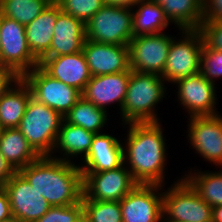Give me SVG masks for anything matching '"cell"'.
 <instances>
[{"label":"cell","mask_w":222,"mask_h":222,"mask_svg":"<svg viewBox=\"0 0 222 222\" xmlns=\"http://www.w3.org/2000/svg\"><path fill=\"white\" fill-rule=\"evenodd\" d=\"M125 125L123 128H127V137L122 140L123 157L132 178L138 184L166 185L165 167L169 148L161 121Z\"/></svg>","instance_id":"6da1fadb"},{"label":"cell","mask_w":222,"mask_h":222,"mask_svg":"<svg viewBox=\"0 0 222 222\" xmlns=\"http://www.w3.org/2000/svg\"><path fill=\"white\" fill-rule=\"evenodd\" d=\"M18 172L51 206H69L82 199L83 175L78 163L40 156Z\"/></svg>","instance_id":"7a4b0ae2"},{"label":"cell","mask_w":222,"mask_h":222,"mask_svg":"<svg viewBox=\"0 0 222 222\" xmlns=\"http://www.w3.org/2000/svg\"><path fill=\"white\" fill-rule=\"evenodd\" d=\"M161 75L131 70L127 93L120 113L121 124L159 122L156 106L166 97Z\"/></svg>","instance_id":"3957f363"},{"label":"cell","mask_w":222,"mask_h":222,"mask_svg":"<svg viewBox=\"0 0 222 222\" xmlns=\"http://www.w3.org/2000/svg\"><path fill=\"white\" fill-rule=\"evenodd\" d=\"M64 117L30 98L18 129L40 156H50Z\"/></svg>","instance_id":"277c9868"},{"label":"cell","mask_w":222,"mask_h":222,"mask_svg":"<svg viewBox=\"0 0 222 222\" xmlns=\"http://www.w3.org/2000/svg\"><path fill=\"white\" fill-rule=\"evenodd\" d=\"M167 190L163 186V222H206L212 220L213 208L204 201L182 176Z\"/></svg>","instance_id":"5b68a950"},{"label":"cell","mask_w":222,"mask_h":222,"mask_svg":"<svg viewBox=\"0 0 222 222\" xmlns=\"http://www.w3.org/2000/svg\"><path fill=\"white\" fill-rule=\"evenodd\" d=\"M171 42L165 70L161 77L166 83L174 84L177 80L192 76L201 70L203 37L198 29H178ZM182 33V34H181Z\"/></svg>","instance_id":"8992f818"},{"label":"cell","mask_w":222,"mask_h":222,"mask_svg":"<svg viewBox=\"0 0 222 222\" xmlns=\"http://www.w3.org/2000/svg\"><path fill=\"white\" fill-rule=\"evenodd\" d=\"M85 28L87 40L129 45L133 37L132 9L104 4L85 24Z\"/></svg>","instance_id":"52a82bcc"},{"label":"cell","mask_w":222,"mask_h":222,"mask_svg":"<svg viewBox=\"0 0 222 222\" xmlns=\"http://www.w3.org/2000/svg\"><path fill=\"white\" fill-rule=\"evenodd\" d=\"M0 65L15 71L20 77L39 66V60L29 49L25 25L0 14Z\"/></svg>","instance_id":"ba28073f"},{"label":"cell","mask_w":222,"mask_h":222,"mask_svg":"<svg viewBox=\"0 0 222 222\" xmlns=\"http://www.w3.org/2000/svg\"><path fill=\"white\" fill-rule=\"evenodd\" d=\"M29 86L32 98L47 105L63 117L82 97L79 90L52 78L40 66L21 77Z\"/></svg>","instance_id":"9c48e42d"},{"label":"cell","mask_w":222,"mask_h":222,"mask_svg":"<svg viewBox=\"0 0 222 222\" xmlns=\"http://www.w3.org/2000/svg\"><path fill=\"white\" fill-rule=\"evenodd\" d=\"M174 37L166 32L133 36L128 45L130 69L162 75Z\"/></svg>","instance_id":"30bf717a"},{"label":"cell","mask_w":222,"mask_h":222,"mask_svg":"<svg viewBox=\"0 0 222 222\" xmlns=\"http://www.w3.org/2000/svg\"><path fill=\"white\" fill-rule=\"evenodd\" d=\"M187 142L204 161L222 168V113L187 118ZM190 141V142H189Z\"/></svg>","instance_id":"8fae6325"},{"label":"cell","mask_w":222,"mask_h":222,"mask_svg":"<svg viewBox=\"0 0 222 222\" xmlns=\"http://www.w3.org/2000/svg\"><path fill=\"white\" fill-rule=\"evenodd\" d=\"M174 85L178 104L185 110L187 118L220 113L216 108L218 106L216 84L208 81L201 72L181 78Z\"/></svg>","instance_id":"7c38bea8"},{"label":"cell","mask_w":222,"mask_h":222,"mask_svg":"<svg viewBox=\"0 0 222 222\" xmlns=\"http://www.w3.org/2000/svg\"><path fill=\"white\" fill-rule=\"evenodd\" d=\"M123 222H163V186L137 184L120 200Z\"/></svg>","instance_id":"4fadbf2b"},{"label":"cell","mask_w":222,"mask_h":222,"mask_svg":"<svg viewBox=\"0 0 222 222\" xmlns=\"http://www.w3.org/2000/svg\"><path fill=\"white\" fill-rule=\"evenodd\" d=\"M83 194L91 200L120 201L138 183L123 163L103 172H82Z\"/></svg>","instance_id":"5bb4252c"},{"label":"cell","mask_w":222,"mask_h":222,"mask_svg":"<svg viewBox=\"0 0 222 222\" xmlns=\"http://www.w3.org/2000/svg\"><path fill=\"white\" fill-rule=\"evenodd\" d=\"M3 188L9 198L11 214L20 222H35L52 207L19 172L9 178Z\"/></svg>","instance_id":"9a60e30c"},{"label":"cell","mask_w":222,"mask_h":222,"mask_svg":"<svg viewBox=\"0 0 222 222\" xmlns=\"http://www.w3.org/2000/svg\"><path fill=\"white\" fill-rule=\"evenodd\" d=\"M82 51L92 76L131 70L128 45L105 44L86 39Z\"/></svg>","instance_id":"2e32d148"},{"label":"cell","mask_w":222,"mask_h":222,"mask_svg":"<svg viewBox=\"0 0 222 222\" xmlns=\"http://www.w3.org/2000/svg\"><path fill=\"white\" fill-rule=\"evenodd\" d=\"M130 74L131 70H127L114 74L92 76L81 93L82 97L108 112L110 104H117L121 112Z\"/></svg>","instance_id":"e0dca14e"},{"label":"cell","mask_w":222,"mask_h":222,"mask_svg":"<svg viewBox=\"0 0 222 222\" xmlns=\"http://www.w3.org/2000/svg\"><path fill=\"white\" fill-rule=\"evenodd\" d=\"M39 66L52 78L74 87L81 93L92 77L83 51L55 57H42Z\"/></svg>","instance_id":"ac0fdd59"},{"label":"cell","mask_w":222,"mask_h":222,"mask_svg":"<svg viewBox=\"0 0 222 222\" xmlns=\"http://www.w3.org/2000/svg\"><path fill=\"white\" fill-rule=\"evenodd\" d=\"M81 162L82 172H103L120 167L124 163L122 140L106 132L95 134Z\"/></svg>","instance_id":"d6986e66"},{"label":"cell","mask_w":222,"mask_h":222,"mask_svg":"<svg viewBox=\"0 0 222 222\" xmlns=\"http://www.w3.org/2000/svg\"><path fill=\"white\" fill-rule=\"evenodd\" d=\"M86 41L85 24L61 11L57 15L49 51L43 57H55L80 52Z\"/></svg>","instance_id":"ffe728a7"},{"label":"cell","mask_w":222,"mask_h":222,"mask_svg":"<svg viewBox=\"0 0 222 222\" xmlns=\"http://www.w3.org/2000/svg\"><path fill=\"white\" fill-rule=\"evenodd\" d=\"M95 133L83 127L69 124L63 120L50 157L76 164L77 158L82 161L90 150ZM60 153V156L55 154Z\"/></svg>","instance_id":"44dd1931"},{"label":"cell","mask_w":222,"mask_h":222,"mask_svg":"<svg viewBox=\"0 0 222 222\" xmlns=\"http://www.w3.org/2000/svg\"><path fill=\"white\" fill-rule=\"evenodd\" d=\"M61 11L53 0L32 22L25 25L29 49L38 60L49 51L57 15Z\"/></svg>","instance_id":"7402d4cb"},{"label":"cell","mask_w":222,"mask_h":222,"mask_svg":"<svg viewBox=\"0 0 222 222\" xmlns=\"http://www.w3.org/2000/svg\"><path fill=\"white\" fill-rule=\"evenodd\" d=\"M161 6L178 29H199L204 20V0H151Z\"/></svg>","instance_id":"603a6c76"},{"label":"cell","mask_w":222,"mask_h":222,"mask_svg":"<svg viewBox=\"0 0 222 222\" xmlns=\"http://www.w3.org/2000/svg\"><path fill=\"white\" fill-rule=\"evenodd\" d=\"M0 153L16 172L40 157L18 128L2 129Z\"/></svg>","instance_id":"cb8c5ba5"},{"label":"cell","mask_w":222,"mask_h":222,"mask_svg":"<svg viewBox=\"0 0 222 222\" xmlns=\"http://www.w3.org/2000/svg\"><path fill=\"white\" fill-rule=\"evenodd\" d=\"M31 97V90L22 78L3 95L0 99V126L3 129L19 127Z\"/></svg>","instance_id":"d4e9b609"},{"label":"cell","mask_w":222,"mask_h":222,"mask_svg":"<svg viewBox=\"0 0 222 222\" xmlns=\"http://www.w3.org/2000/svg\"><path fill=\"white\" fill-rule=\"evenodd\" d=\"M132 25L133 36H138L163 33L172 24L159 4L143 0L132 8Z\"/></svg>","instance_id":"484cf974"},{"label":"cell","mask_w":222,"mask_h":222,"mask_svg":"<svg viewBox=\"0 0 222 222\" xmlns=\"http://www.w3.org/2000/svg\"><path fill=\"white\" fill-rule=\"evenodd\" d=\"M110 117L108 111L96 107L90 101L81 97L64 116V120L69 124L99 134L107 129L106 126H108L107 122L111 120Z\"/></svg>","instance_id":"4316f807"},{"label":"cell","mask_w":222,"mask_h":222,"mask_svg":"<svg viewBox=\"0 0 222 222\" xmlns=\"http://www.w3.org/2000/svg\"><path fill=\"white\" fill-rule=\"evenodd\" d=\"M222 169V168H221ZM217 171L193 170L190 168L183 177L197 191L199 196L212 208L222 205V170Z\"/></svg>","instance_id":"83f0119b"},{"label":"cell","mask_w":222,"mask_h":222,"mask_svg":"<svg viewBox=\"0 0 222 222\" xmlns=\"http://www.w3.org/2000/svg\"><path fill=\"white\" fill-rule=\"evenodd\" d=\"M53 0H0V14L20 24L32 22Z\"/></svg>","instance_id":"f1b7e54d"},{"label":"cell","mask_w":222,"mask_h":222,"mask_svg":"<svg viewBox=\"0 0 222 222\" xmlns=\"http://www.w3.org/2000/svg\"><path fill=\"white\" fill-rule=\"evenodd\" d=\"M83 212L89 222H123L120 201H98L82 195Z\"/></svg>","instance_id":"f546056e"},{"label":"cell","mask_w":222,"mask_h":222,"mask_svg":"<svg viewBox=\"0 0 222 222\" xmlns=\"http://www.w3.org/2000/svg\"><path fill=\"white\" fill-rule=\"evenodd\" d=\"M60 9L86 24L100 10L103 0H54Z\"/></svg>","instance_id":"4dcf8cb0"},{"label":"cell","mask_w":222,"mask_h":222,"mask_svg":"<svg viewBox=\"0 0 222 222\" xmlns=\"http://www.w3.org/2000/svg\"><path fill=\"white\" fill-rule=\"evenodd\" d=\"M202 75L211 83L215 84L222 78V51L209 48L205 43L201 53Z\"/></svg>","instance_id":"1f68e13d"},{"label":"cell","mask_w":222,"mask_h":222,"mask_svg":"<svg viewBox=\"0 0 222 222\" xmlns=\"http://www.w3.org/2000/svg\"><path fill=\"white\" fill-rule=\"evenodd\" d=\"M82 211V201L69 206H52L35 222H73Z\"/></svg>","instance_id":"d6a6232c"},{"label":"cell","mask_w":222,"mask_h":222,"mask_svg":"<svg viewBox=\"0 0 222 222\" xmlns=\"http://www.w3.org/2000/svg\"><path fill=\"white\" fill-rule=\"evenodd\" d=\"M198 30L209 48L222 51V21L203 20Z\"/></svg>","instance_id":"836d02e7"},{"label":"cell","mask_w":222,"mask_h":222,"mask_svg":"<svg viewBox=\"0 0 222 222\" xmlns=\"http://www.w3.org/2000/svg\"><path fill=\"white\" fill-rule=\"evenodd\" d=\"M20 78L15 71L0 65V99Z\"/></svg>","instance_id":"e575fe53"},{"label":"cell","mask_w":222,"mask_h":222,"mask_svg":"<svg viewBox=\"0 0 222 222\" xmlns=\"http://www.w3.org/2000/svg\"><path fill=\"white\" fill-rule=\"evenodd\" d=\"M204 20L222 21V0H204Z\"/></svg>","instance_id":"d590c367"},{"label":"cell","mask_w":222,"mask_h":222,"mask_svg":"<svg viewBox=\"0 0 222 222\" xmlns=\"http://www.w3.org/2000/svg\"><path fill=\"white\" fill-rule=\"evenodd\" d=\"M12 217L9 198L3 186L0 188V221Z\"/></svg>","instance_id":"8d00e7d4"},{"label":"cell","mask_w":222,"mask_h":222,"mask_svg":"<svg viewBox=\"0 0 222 222\" xmlns=\"http://www.w3.org/2000/svg\"><path fill=\"white\" fill-rule=\"evenodd\" d=\"M16 171L12 166L5 160L3 155L0 153V182L5 184L9 178H11Z\"/></svg>","instance_id":"74e56055"},{"label":"cell","mask_w":222,"mask_h":222,"mask_svg":"<svg viewBox=\"0 0 222 222\" xmlns=\"http://www.w3.org/2000/svg\"><path fill=\"white\" fill-rule=\"evenodd\" d=\"M106 5H113L125 8H134L140 1L143 0H103Z\"/></svg>","instance_id":"f35d334b"},{"label":"cell","mask_w":222,"mask_h":222,"mask_svg":"<svg viewBox=\"0 0 222 222\" xmlns=\"http://www.w3.org/2000/svg\"><path fill=\"white\" fill-rule=\"evenodd\" d=\"M212 221L213 222H222V205H218V206L213 207Z\"/></svg>","instance_id":"ab89813d"},{"label":"cell","mask_w":222,"mask_h":222,"mask_svg":"<svg viewBox=\"0 0 222 222\" xmlns=\"http://www.w3.org/2000/svg\"><path fill=\"white\" fill-rule=\"evenodd\" d=\"M73 222H89L88 217L82 211L74 220Z\"/></svg>","instance_id":"60d3db41"},{"label":"cell","mask_w":222,"mask_h":222,"mask_svg":"<svg viewBox=\"0 0 222 222\" xmlns=\"http://www.w3.org/2000/svg\"><path fill=\"white\" fill-rule=\"evenodd\" d=\"M0 222H20L18 219H16L14 216L6 219V220H2Z\"/></svg>","instance_id":"b9f144b4"}]
</instances>
